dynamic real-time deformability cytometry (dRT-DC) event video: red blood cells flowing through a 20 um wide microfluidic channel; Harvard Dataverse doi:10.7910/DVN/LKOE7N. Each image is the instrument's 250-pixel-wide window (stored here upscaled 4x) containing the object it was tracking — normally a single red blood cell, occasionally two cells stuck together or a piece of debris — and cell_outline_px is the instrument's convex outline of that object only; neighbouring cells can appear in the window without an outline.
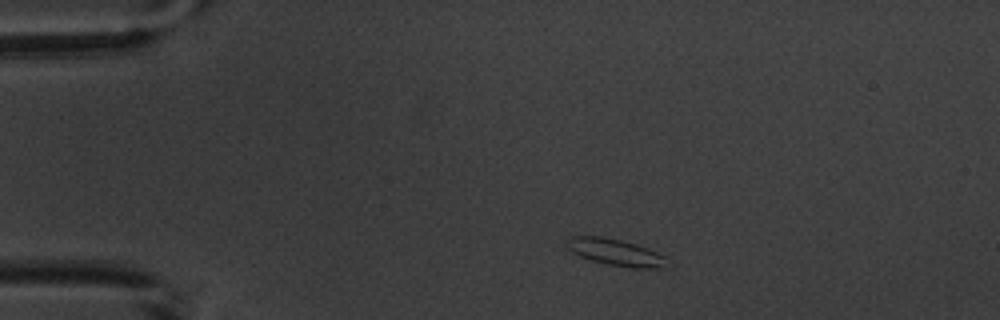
{"species": "common noctule bat (a hibernating species)", "species_latin": "Nyctalus noctula", "temperature_condition": "warm", "stored_images_in_passage": 6, "camera_frame_rate_fps": 3000, "um_per_image_px": 0.085, "animal": {"sex": "male", "body_mass_g": 20.1, "forearm_length_mm": 53.5}, "frame": {"image": 1, "passage_image": 1, "time_ms": 0.0, "image_size_px": [1000, 320], "cell_outline_px": [[668, 268], [632, 268], [608, 264], [592, 260], [580, 256], [572, 252], [568, 248], [564, 240], [568, 236], [600, 236], [620, 240], [636, 244], [648, 248], [664, 256]], "centroid_in_image_um": [52.3, 21.44], "position_along_channel_um": 32.7, "area_um2": 15.61}}
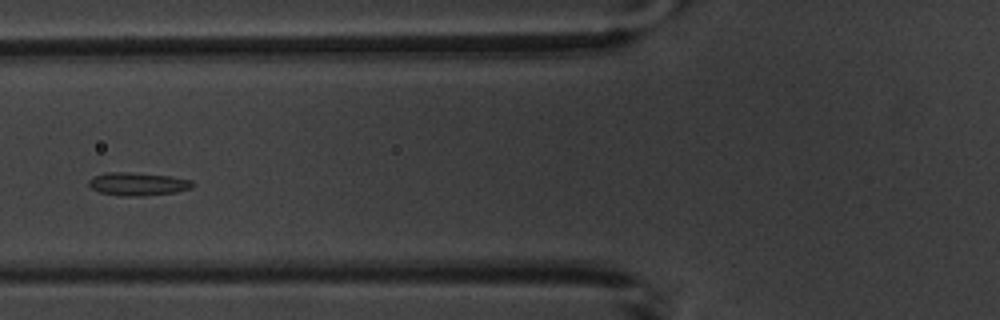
{"frame": {"image": 2, "passage_image": 4, "time_ms": 3.667, "image_size_px": [1000, 320], "cell_outline_px": [[196, 184], [192, 188], [176, 192], [144, 196], [124, 196], [100, 192], [92, 188], [88, 184], [88, 180], [92, 176], [108, 172], [128, 172], [168, 176], [192, 180]], "centroid_in_image_um": [11.73, 15.64], "position_along_channel_um": 114.1, "area_um2": 13.99}}
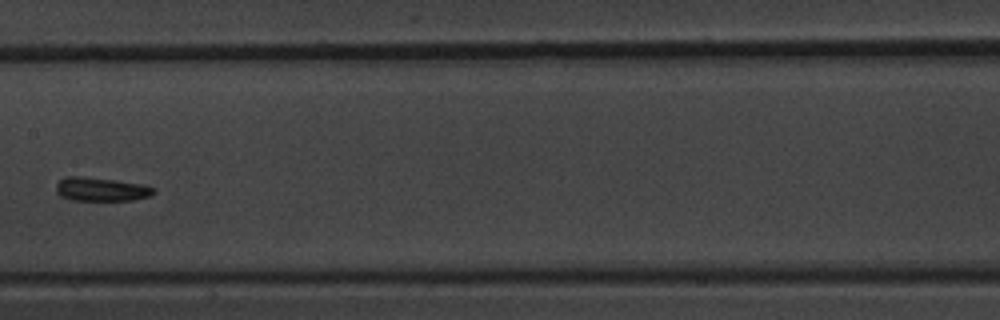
{"frame": {"image": 3, "passage_image": 6, "time_ms": 6.0, "image_size_px": [1000, 320], "cell_outline_px": [[156, 192], [152, 196], [132, 200], [72, 200], [60, 196], [56, 192], [56, 184], [64, 176], [80, 176], [116, 180], [144, 184], [156, 188]], "centroid_in_image_um": [8.63, 16.08], "position_along_channel_um": 198.8, "area_um2": 13.7}}